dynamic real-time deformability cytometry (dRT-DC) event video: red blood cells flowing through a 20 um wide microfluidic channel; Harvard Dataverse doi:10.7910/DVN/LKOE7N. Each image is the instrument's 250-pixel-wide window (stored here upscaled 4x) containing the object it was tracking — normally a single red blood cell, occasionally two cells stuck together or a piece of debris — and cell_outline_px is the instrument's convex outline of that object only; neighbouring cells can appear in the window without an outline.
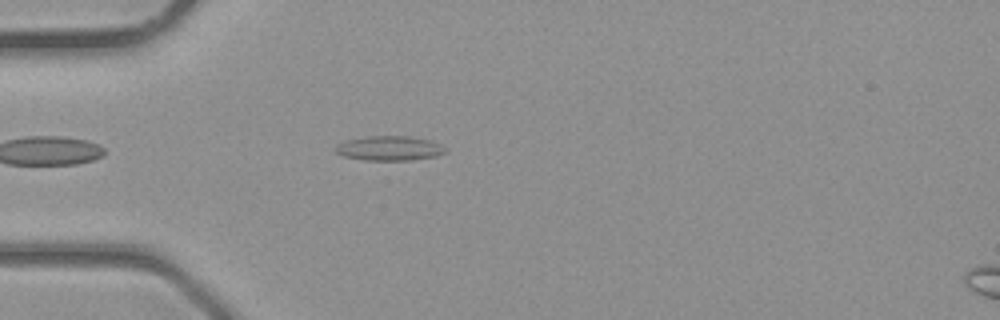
{"species": "common noctule bat (a hibernating species)", "species_latin": "Nyctalus noctula", "temperature_condition": "room temperature", "stored_images_in_passage": 28, "camera_frame_rate_fps": 3000, "um_per_image_px": 0.085, "animal": {"sex": "male", "body_mass_g": 23.1, "forearm_length_mm": 52.7}, "frame": {"image": 1, "passage_image": 1, "time_ms": 0.0, "image_size_px": [1000, 320], "cell_outline_px": [[448, 152], [436, 156], [408, 160], [364, 160], [344, 156], [336, 152], [332, 148], [336, 144], [348, 140], [368, 136], [408, 136], [432, 140], [448, 148]], "centroid_in_image_um": [33.13, 12.6], "position_along_channel_um": 51.9, "area_um2": 15.9}}
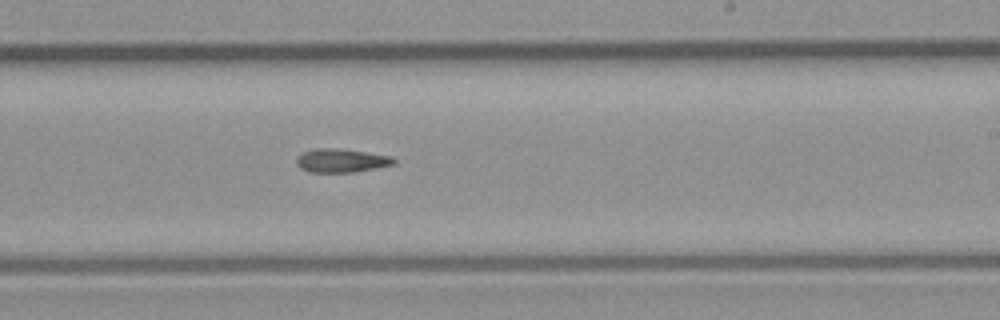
{"frame": {"image": 2, "passage_image": 13, "time_ms": 4.0, "image_size_px": [1000, 320], "cell_outline_px": [[396, 164], [376, 168], [352, 172], [308, 172], [300, 168], [296, 164], [296, 156], [304, 152], [316, 148], [336, 148], [392, 156], [396, 160]], "centroid_in_image_um": [29.0, 13.65], "position_along_channel_um": 260.0, "area_um2": 13.41}}
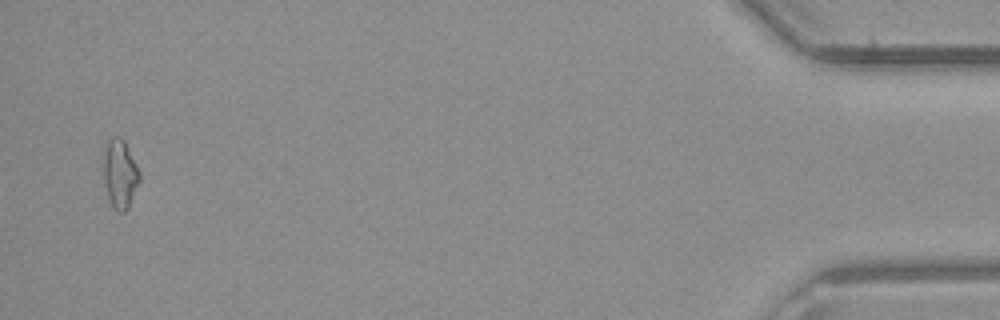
{"frame": {"image": 3, "passage_image": 27, "time_ms": 8.667, "image_size_px": [1000, 320], "cell_outline_px": [[140, 180], [128, 208], [124, 212], [120, 212], [112, 208], [104, 184], [104, 152], [108, 140], [116, 136], [120, 136], [124, 140], [140, 172]], "centroid_in_image_um": [10.2, 14.79], "position_along_channel_um": 425.0, "area_um2": 14.33}}